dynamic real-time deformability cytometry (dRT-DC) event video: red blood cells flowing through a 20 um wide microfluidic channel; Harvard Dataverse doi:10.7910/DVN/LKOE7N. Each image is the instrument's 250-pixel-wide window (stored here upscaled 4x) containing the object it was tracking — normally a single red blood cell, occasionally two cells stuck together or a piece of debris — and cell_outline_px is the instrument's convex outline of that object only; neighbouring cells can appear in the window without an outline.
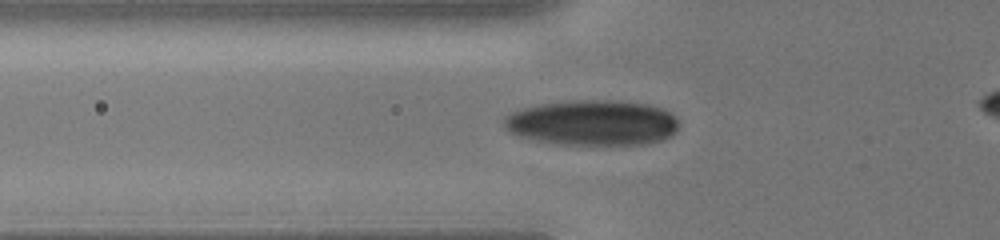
{"species": "human", "species_latin": "Homo sapiens", "temperature_condition": "cold", "stored_images_in_passage": 27, "camera_frame_rate_fps": 3000, "um_per_image_px": 0.085, "donor": {"sex": "male"}, "frame": {"image": 1, "passage_image": 2, "time_ms": 0.333, "image_size_px": [1000, 240], "cell_outline_px": [[680, 124], [676, 132], [672, 136], [664, 140], [648, 144], [564, 144], [516, 136], [508, 132], [504, 128], [504, 116], [512, 112], [536, 104], [576, 100], [620, 100], [648, 104], [664, 108], [676, 116]], "centroid_in_image_um": [50.42, 10.42], "position_along_channel_um": 75.4, "area_um2": 46.76}}
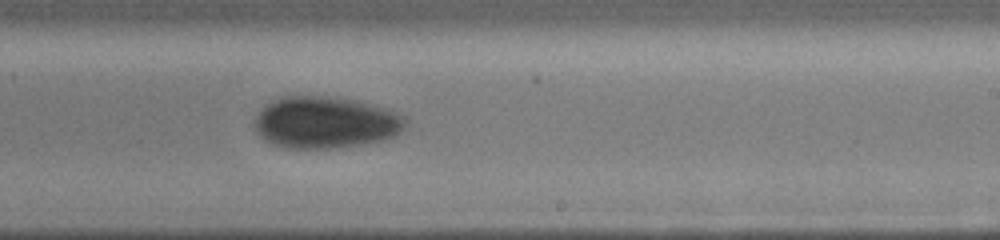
{"frame": {"image": 2, "passage_image": 14, "time_ms": 4.333, "image_size_px": [1000, 240], "cell_outline_px": [[408, 124], [396, 136], [380, 140], [360, 144], [332, 148], [288, 148], [272, 144], [264, 140], [256, 132], [256, 116], [264, 104], [272, 100], [284, 96], [336, 96], [356, 100], [388, 108], [408, 116]], "centroid_in_image_um": [27.7, 10.39], "position_along_channel_um": 261.3, "area_um2": 46.07}}
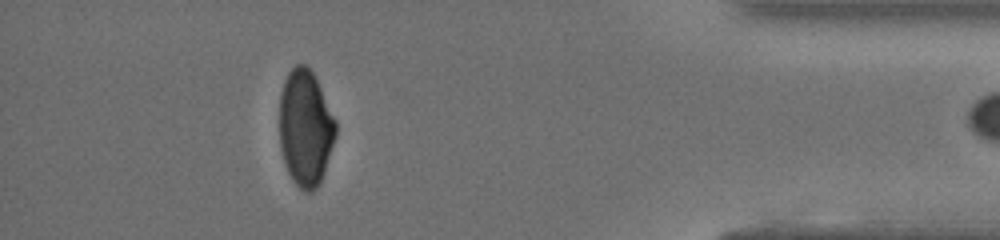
{"frame": {"image": 3, "passage_image": 26, "time_ms": 8.333, "image_size_px": [1000, 240], "cell_outline_px": [[336, 136], [320, 184], [312, 192], [304, 192], [292, 180], [288, 172], [280, 148], [280, 96], [284, 80], [288, 72], [296, 64], [304, 64], [312, 72], [336, 120]], "centroid_in_image_um": [25.96, 10.9], "position_along_channel_um": 409.2, "area_um2": 37.97}}